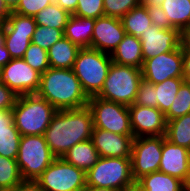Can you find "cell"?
<instances>
[{"instance_id": "1", "label": "cell", "mask_w": 190, "mask_h": 191, "mask_svg": "<svg viewBox=\"0 0 190 191\" xmlns=\"http://www.w3.org/2000/svg\"><path fill=\"white\" fill-rule=\"evenodd\" d=\"M93 115L88 106L78 109L57 110L43 136L56 158L75 144L91 139Z\"/></svg>"}, {"instance_id": "2", "label": "cell", "mask_w": 190, "mask_h": 191, "mask_svg": "<svg viewBox=\"0 0 190 191\" xmlns=\"http://www.w3.org/2000/svg\"><path fill=\"white\" fill-rule=\"evenodd\" d=\"M36 94L46 99L57 110L82 108L88 106L89 101L73 69L49 67L41 74Z\"/></svg>"}, {"instance_id": "3", "label": "cell", "mask_w": 190, "mask_h": 191, "mask_svg": "<svg viewBox=\"0 0 190 191\" xmlns=\"http://www.w3.org/2000/svg\"><path fill=\"white\" fill-rule=\"evenodd\" d=\"M56 111L37 94L21 95L12 109L13 122L21 136L43 135Z\"/></svg>"}, {"instance_id": "4", "label": "cell", "mask_w": 190, "mask_h": 191, "mask_svg": "<svg viewBox=\"0 0 190 191\" xmlns=\"http://www.w3.org/2000/svg\"><path fill=\"white\" fill-rule=\"evenodd\" d=\"M111 64L108 53L90 47L80 49L72 69L88 97L101 91Z\"/></svg>"}, {"instance_id": "5", "label": "cell", "mask_w": 190, "mask_h": 191, "mask_svg": "<svg viewBox=\"0 0 190 191\" xmlns=\"http://www.w3.org/2000/svg\"><path fill=\"white\" fill-rule=\"evenodd\" d=\"M142 79L141 69L112 62L103 87L96 96L107 101L132 105Z\"/></svg>"}, {"instance_id": "6", "label": "cell", "mask_w": 190, "mask_h": 191, "mask_svg": "<svg viewBox=\"0 0 190 191\" xmlns=\"http://www.w3.org/2000/svg\"><path fill=\"white\" fill-rule=\"evenodd\" d=\"M135 180L132 177L131 157H99L86 172V186L126 191Z\"/></svg>"}, {"instance_id": "7", "label": "cell", "mask_w": 190, "mask_h": 191, "mask_svg": "<svg viewBox=\"0 0 190 191\" xmlns=\"http://www.w3.org/2000/svg\"><path fill=\"white\" fill-rule=\"evenodd\" d=\"M43 135L21 136L16 162L23 180H36L54 161Z\"/></svg>"}, {"instance_id": "8", "label": "cell", "mask_w": 190, "mask_h": 191, "mask_svg": "<svg viewBox=\"0 0 190 191\" xmlns=\"http://www.w3.org/2000/svg\"><path fill=\"white\" fill-rule=\"evenodd\" d=\"M35 181L44 191H83L86 173L63 158H55Z\"/></svg>"}, {"instance_id": "9", "label": "cell", "mask_w": 190, "mask_h": 191, "mask_svg": "<svg viewBox=\"0 0 190 191\" xmlns=\"http://www.w3.org/2000/svg\"><path fill=\"white\" fill-rule=\"evenodd\" d=\"M88 107L93 115L94 128L121 135H133L127 105L92 96L89 97Z\"/></svg>"}, {"instance_id": "10", "label": "cell", "mask_w": 190, "mask_h": 191, "mask_svg": "<svg viewBox=\"0 0 190 191\" xmlns=\"http://www.w3.org/2000/svg\"><path fill=\"white\" fill-rule=\"evenodd\" d=\"M165 135L134 138L131 152L132 177L135 182L146 174L159 171Z\"/></svg>"}, {"instance_id": "11", "label": "cell", "mask_w": 190, "mask_h": 191, "mask_svg": "<svg viewBox=\"0 0 190 191\" xmlns=\"http://www.w3.org/2000/svg\"><path fill=\"white\" fill-rule=\"evenodd\" d=\"M36 26L34 17L20 15L12 11L1 23L5 33L4 45L12 59L23 58L31 43Z\"/></svg>"}, {"instance_id": "12", "label": "cell", "mask_w": 190, "mask_h": 191, "mask_svg": "<svg viewBox=\"0 0 190 191\" xmlns=\"http://www.w3.org/2000/svg\"><path fill=\"white\" fill-rule=\"evenodd\" d=\"M41 73L31 68L23 58L11 59L0 69V83L5 84L17 96L36 94Z\"/></svg>"}, {"instance_id": "13", "label": "cell", "mask_w": 190, "mask_h": 191, "mask_svg": "<svg viewBox=\"0 0 190 191\" xmlns=\"http://www.w3.org/2000/svg\"><path fill=\"white\" fill-rule=\"evenodd\" d=\"M141 71L143 79L152 84L162 83L170 78H183V50L181 46L172 52L146 59Z\"/></svg>"}, {"instance_id": "14", "label": "cell", "mask_w": 190, "mask_h": 191, "mask_svg": "<svg viewBox=\"0 0 190 191\" xmlns=\"http://www.w3.org/2000/svg\"><path fill=\"white\" fill-rule=\"evenodd\" d=\"M128 110L134 138L166 134L167 121L158 108L132 104Z\"/></svg>"}, {"instance_id": "15", "label": "cell", "mask_w": 190, "mask_h": 191, "mask_svg": "<svg viewBox=\"0 0 190 191\" xmlns=\"http://www.w3.org/2000/svg\"><path fill=\"white\" fill-rule=\"evenodd\" d=\"M180 40L178 28L160 29L155 25L150 26L140 37L143 60L174 51L180 47Z\"/></svg>"}, {"instance_id": "16", "label": "cell", "mask_w": 190, "mask_h": 191, "mask_svg": "<svg viewBox=\"0 0 190 191\" xmlns=\"http://www.w3.org/2000/svg\"><path fill=\"white\" fill-rule=\"evenodd\" d=\"M125 35L126 32L119 18L101 16L95 20L90 48L111 54Z\"/></svg>"}, {"instance_id": "17", "label": "cell", "mask_w": 190, "mask_h": 191, "mask_svg": "<svg viewBox=\"0 0 190 191\" xmlns=\"http://www.w3.org/2000/svg\"><path fill=\"white\" fill-rule=\"evenodd\" d=\"M91 140L99 157H131L133 135H121L100 128H94Z\"/></svg>"}, {"instance_id": "18", "label": "cell", "mask_w": 190, "mask_h": 191, "mask_svg": "<svg viewBox=\"0 0 190 191\" xmlns=\"http://www.w3.org/2000/svg\"><path fill=\"white\" fill-rule=\"evenodd\" d=\"M190 168V150L163 140L159 171L185 181Z\"/></svg>"}, {"instance_id": "19", "label": "cell", "mask_w": 190, "mask_h": 191, "mask_svg": "<svg viewBox=\"0 0 190 191\" xmlns=\"http://www.w3.org/2000/svg\"><path fill=\"white\" fill-rule=\"evenodd\" d=\"M112 62L118 65L133 66L142 69L144 60L139 38L126 34L116 49L110 54Z\"/></svg>"}, {"instance_id": "20", "label": "cell", "mask_w": 190, "mask_h": 191, "mask_svg": "<svg viewBox=\"0 0 190 191\" xmlns=\"http://www.w3.org/2000/svg\"><path fill=\"white\" fill-rule=\"evenodd\" d=\"M95 20L71 14L64 29V37L80 48L91 47Z\"/></svg>"}, {"instance_id": "21", "label": "cell", "mask_w": 190, "mask_h": 191, "mask_svg": "<svg viewBox=\"0 0 190 191\" xmlns=\"http://www.w3.org/2000/svg\"><path fill=\"white\" fill-rule=\"evenodd\" d=\"M80 47L63 37L48 49V59L51 68L72 69Z\"/></svg>"}, {"instance_id": "22", "label": "cell", "mask_w": 190, "mask_h": 191, "mask_svg": "<svg viewBox=\"0 0 190 191\" xmlns=\"http://www.w3.org/2000/svg\"><path fill=\"white\" fill-rule=\"evenodd\" d=\"M62 158L86 173L97 163L99 154L92 140L89 139L75 144L62 156Z\"/></svg>"}, {"instance_id": "23", "label": "cell", "mask_w": 190, "mask_h": 191, "mask_svg": "<svg viewBox=\"0 0 190 191\" xmlns=\"http://www.w3.org/2000/svg\"><path fill=\"white\" fill-rule=\"evenodd\" d=\"M136 183L146 191H184L183 181L160 171L146 174Z\"/></svg>"}, {"instance_id": "24", "label": "cell", "mask_w": 190, "mask_h": 191, "mask_svg": "<svg viewBox=\"0 0 190 191\" xmlns=\"http://www.w3.org/2000/svg\"><path fill=\"white\" fill-rule=\"evenodd\" d=\"M120 20L126 34L133 35L139 39L142 33L146 32L153 25L147 8L141 5L131 9Z\"/></svg>"}, {"instance_id": "25", "label": "cell", "mask_w": 190, "mask_h": 191, "mask_svg": "<svg viewBox=\"0 0 190 191\" xmlns=\"http://www.w3.org/2000/svg\"><path fill=\"white\" fill-rule=\"evenodd\" d=\"M161 8L173 28H178L181 31L190 25V0H165Z\"/></svg>"}, {"instance_id": "26", "label": "cell", "mask_w": 190, "mask_h": 191, "mask_svg": "<svg viewBox=\"0 0 190 191\" xmlns=\"http://www.w3.org/2000/svg\"><path fill=\"white\" fill-rule=\"evenodd\" d=\"M165 137L171 143L190 150V113L169 120Z\"/></svg>"}, {"instance_id": "27", "label": "cell", "mask_w": 190, "mask_h": 191, "mask_svg": "<svg viewBox=\"0 0 190 191\" xmlns=\"http://www.w3.org/2000/svg\"><path fill=\"white\" fill-rule=\"evenodd\" d=\"M71 14L52 3L34 16L36 25L64 30Z\"/></svg>"}, {"instance_id": "28", "label": "cell", "mask_w": 190, "mask_h": 191, "mask_svg": "<svg viewBox=\"0 0 190 191\" xmlns=\"http://www.w3.org/2000/svg\"><path fill=\"white\" fill-rule=\"evenodd\" d=\"M183 78H170L162 83L154 84L156 89L155 96L158 102V109L165 115L174 99L176 98L177 92L180 89Z\"/></svg>"}, {"instance_id": "29", "label": "cell", "mask_w": 190, "mask_h": 191, "mask_svg": "<svg viewBox=\"0 0 190 191\" xmlns=\"http://www.w3.org/2000/svg\"><path fill=\"white\" fill-rule=\"evenodd\" d=\"M190 113V82L183 81L179 91L177 92L176 98L173 101L169 111L165 114V119H175L185 114Z\"/></svg>"}, {"instance_id": "30", "label": "cell", "mask_w": 190, "mask_h": 191, "mask_svg": "<svg viewBox=\"0 0 190 191\" xmlns=\"http://www.w3.org/2000/svg\"><path fill=\"white\" fill-rule=\"evenodd\" d=\"M22 181L16 159L0 155V187L14 188Z\"/></svg>"}, {"instance_id": "31", "label": "cell", "mask_w": 190, "mask_h": 191, "mask_svg": "<svg viewBox=\"0 0 190 191\" xmlns=\"http://www.w3.org/2000/svg\"><path fill=\"white\" fill-rule=\"evenodd\" d=\"M20 138L21 134L14 123L11 126H8V130H2L0 132V155L16 159L20 145Z\"/></svg>"}, {"instance_id": "32", "label": "cell", "mask_w": 190, "mask_h": 191, "mask_svg": "<svg viewBox=\"0 0 190 191\" xmlns=\"http://www.w3.org/2000/svg\"><path fill=\"white\" fill-rule=\"evenodd\" d=\"M23 59L31 68L37 70L41 74L50 67L47 50L32 42L24 53Z\"/></svg>"}, {"instance_id": "33", "label": "cell", "mask_w": 190, "mask_h": 191, "mask_svg": "<svg viewBox=\"0 0 190 191\" xmlns=\"http://www.w3.org/2000/svg\"><path fill=\"white\" fill-rule=\"evenodd\" d=\"M64 37V30L37 25L31 42L48 51L57 41Z\"/></svg>"}, {"instance_id": "34", "label": "cell", "mask_w": 190, "mask_h": 191, "mask_svg": "<svg viewBox=\"0 0 190 191\" xmlns=\"http://www.w3.org/2000/svg\"><path fill=\"white\" fill-rule=\"evenodd\" d=\"M104 15L121 19L131 9L140 5V0H103Z\"/></svg>"}, {"instance_id": "35", "label": "cell", "mask_w": 190, "mask_h": 191, "mask_svg": "<svg viewBox=\"0 0 190 191\" xmlns=\"http://www.w3.org/2000/svg\"><path fill=\"white\" fill-rule=\"evenodd\" d=\"M74 15L94 19L104 16L103 0H78Z\"/></svg>"}, {"instance_id": "36", "label": "cell", "mask_w": 190, "mask_h": 191, "mask_svg": "<svg viewBox=\"0 0 190 191\" xmlns=\"http://www.w3.org/2000/svg\"><path fill=\"white\" fill-rule=\"evenodd\" d=\"M156 89L154 84L142 79L140 82L134 105L158 108V102L155 96Z\"/></svg>"}, {"instance_id": "37", "label": "cell", "mask_w": 190, "mask_h": 191, "mask_svg": "<svg viewBox=\"0 0 190 191\" xmlns=\"http://www.w3.org/2000/svg\"><path fill=\"white\" fill-rule=\"evenodd\" d=\"M52 3H54V0H20L19 4L12 12L34 17Z\"/></svg>"}, {"instance_id": "38", "label": "cell", "mask_w": 190, "mask_h": 191, "mask_svg": "<svg viewBox=\"0 0 190 191\" xmlns=\"http://www.w3.org/2000/svg\"><path fill=\"white\" fill-rule=\"evenodd\" d=\"M149 17L151 18L152 24L160 29H172L173 27L169 24V18L161 7H147Z\"/></svg>"}, {"instance_id": "39", "label": "cell", "mask_w": 190, "mask_h": 191, "mask_svg": "<svg viewBox=\"0 0 190 191\" xmlns=\"http://www.w3.org/2000/svg\"><path fill=\"white\" fill-rule=\"evenodd\" d=\"M18 96L5 84L0 83V110H12Z\"/></svg>"}, {"instance_id": "40", "label": "cell", "mask_w": 190, "mask_h": 191, "mask_svg": "<svg viewBox=\"0 0 190 191\" xmlns=\"http://www.w3.org/2000/svg\"><path fill=\"white\" fill-rule=\"evenodd\" d=\"M4 29L0 27V68L6 65L12 58L4 45Z\"/></svg>"}, {"instance_id": "41", "label": "cell", "mask_w": 190, "mask_h": 191, "mask_svg": "<svg viewBox=\"0 0 190 191\" xmlns=\"http://www.w3.org/2000/svg\"><path fill=\"white\" fill-rule=\"evenodd\" d=\"M14 191H44L34 180H23L19 185L14 187Z\"/></svg>"}, {"instance_id": "42", "label": "cell", "mask_w": 190, "mask_h": 191, "mask_svg": "<svg viewBox=\"0 0 190 191\" xmlns=\"http://www.w3.org/2000/svg\"><path fill=\"white\" fill-rule=\"evenodd\" d=\"M12 110H0V132L13 124Z\"/></svg>"}, {"instance_id": "43", "label": "cell", "mask_w": 190, "mask_h": 191, "mask_svg": "<svg viewBox=\"0 0 190 191\" xmlns=\"http://www.w3.org/2000/svg\"><path fill=\"white\" fill-rule=\"evenodd\" d=\"M54 3L67 11L69 14H74L77 9L78 0H54Z\"/></svg>"}, {"instance_id": "44", "label": "cell", "mask_w": 190, "mask_h": 191, "mask_svg": "<svg viewBox=\"0 0 190 191\" xmlns=\"http://www.w3.org/2000/svg\"><path fill=\"white\" fill-rule=\"evenodd\" d=\"M180 46L182 50L190 51V25L180 31Z\"/></svg>"}, {"instance_id": "45", "label": "cell", "mask_w": 190, "mask_h": 191, "mask_svg": "<svg viewBox=\"0 0 190 191\" xmlns=\"http://www.w3.org/2000/svg\"><path fill=\"white\" fill-rule=\"evenodd\" d=\"M183 79L190 82V51L183 50Z\"/></svg>"}, {"instance_id": "46", "label": "cell", "mask_w": 190, "mask_h": 191, "mask_svg": "<svg viewBox=\"0 0 190 191\" xmlns=\"http://www.w3.org/2000/svg\"><path fill=\"white\" fill-rule=\"evenodd\" d=\"M164 1L165 0H140V5L146 8L152 6L161 7Z\"/></svg>"}, {"instance_id": "47", "label": "cell", "mask_w": 190, "mask_h": 191, "mask_svg": "<svg viewBox=\"0 0 190 191\" xmlns=\"http://www.w3.org/2000/svg\"><path fill=\"white\" fill-rule=\"evenodd\" d=\"M10 11L4 5L3 0H0V22L3 23L9 16Z\"/></svg>"}, {"instance_id": "48", "label": "cell", "mask_w": 190, "mask_h": 191, "mask_svg": "<svg viewBox=\"0 0 190 191\" xmlns=\"http://www.w3.org/2000/svg\"><path fill=\"white\" fill-rule=\"evenodd\" d=\"M3 2L9 11H13L19 4L20 0H3Z\"/></svg>"}, {"instance_id": "49", "label": "cell", "mask_w": 190, "mask_h": 191, "mask_svg": "<svg viewBox=\"0 0 190 191\" xmlns=\"http://www.w3.org/2000/svg\"><path fill=\"white\" fill-rule=\"evenodd\" d=\"M83 191H119L112 188L86 186Z\"/></svg>"}, {"instance_id": "50", "label": "cell", "mask_w": 190, "mask_h": 191, "mask_svg": "<svg viewBox=\"0 0 190 191\" xmlns=\"http://www.w3.org/2000/svg\"><path fill=\"white\" fill-rule=\"evenodd\" d=\"M184 191H190V168L184 181Z\"/></svg>"}, {"instance_id": "51", "label": "cell", "mask_w": 190, "mask_h": 191, "mask_svg": "<svg viewBox=\"0 0 190 191\" xmlns=\"http://www.w3.org/2000/svg\"><path fill=\"white\" fill-rule=\"evenodd\" d=\"M126 191H146L144 190L140 185H138L136 182L132 184Z\"/></svg>"}, {"instance_id": "52", "label": "cell", "mask_w": 190, "mask_h": 191, "mask_svg": "<svg viewBox=\"0 0 190 191\" xmlns=\"http://www.w3.org/2000/svg\"><path fill=\"white\" fill-rule=\"evenodd\" d=\"M0 191H14V188H4V187H0Z\"/></svg>"}]
</instances>
